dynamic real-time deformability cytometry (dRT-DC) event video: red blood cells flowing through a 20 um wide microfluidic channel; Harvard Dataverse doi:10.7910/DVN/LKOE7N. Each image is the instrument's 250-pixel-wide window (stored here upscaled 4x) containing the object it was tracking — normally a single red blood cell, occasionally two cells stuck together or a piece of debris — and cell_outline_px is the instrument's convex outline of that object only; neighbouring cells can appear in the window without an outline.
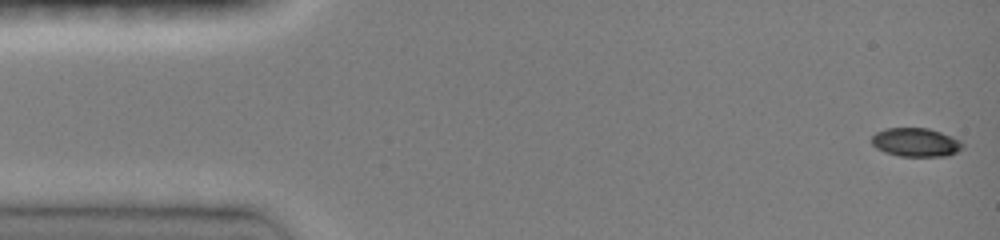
{"species": "common noctule bat (a hibernating species)", "species_latin": "Nyctalus noctula", "temperature_condition": "room temperature", "stored_images_in_passage": 46, "camera_frame_rate_fps": 3000, "um_per_image_px": 0.085, "animal": {"sex": "female", "body_mass_g": 19.0, "forearm_length_mm": 51.5}, "frame": {"image": 1, "passage_image": 1, "time_ms": 0.0, "image_size_px": [1000, 240], "cell_outline_px": [[964, 148], [948, 156], [900, 156], [884, 152], [876, 148], [872, 144], [872, 136], [876, 132], [884, 128], [928, 128], [952, 136], [960, 140], [964, 144]], "centroid_in_image_um": [77.85, 12.1], "position_along_channel_um": 7.1, "area_um2": 15.32}}
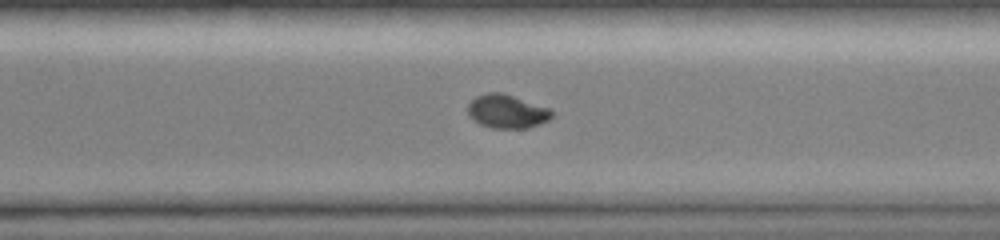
{"frame": {"image": 2, "passage_image": 33, "time_ms": 10.667, "image_size_px": [1000, 240], "cell_outline_px": [[552, 116], [548, 120], [540, 124], [528, 128], [492, 128], [480, 124], [472, 120], [468, 116], [468, 104], [476, 96], [488, 92], [500, 92], [548, 108], [552, 112]], "centroid_in_image_um": [43.04, 9.48], "position_along_channel_um": 327.6, "area_um2": 16.3}}
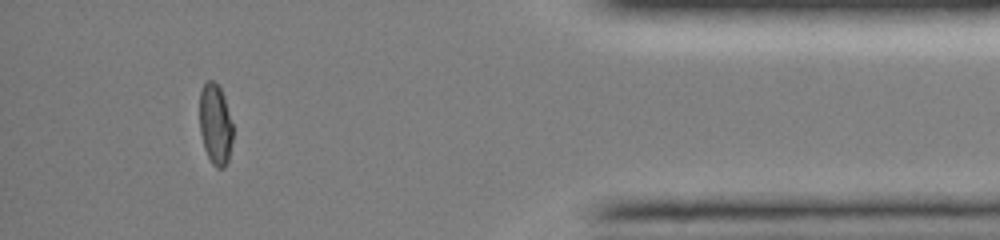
{"frame": {"image": 3, "passage_image": 42, "time_ms": 13.667, "image_size_px": [1000, 240], "cell_outline_px": [[232, 140], [228, 160], [224, 168], [216, 168], [212, 164], [204, 148], [200, 132], [200, 92], [204, 84], [208, 80], [212, 80], [220, 88], [224, 96], [232, 124]], "centroid_in_image_um": [18.3, 10.58], "position_along_channel_um": 416.9, "area_um2": 15.55}, "authors_computed_cell_mechanics": {"area_um2": 16.5886, "velocity_mm_per_s": 4.1446, "shape_relaxation_time_tau1_ms": 6.1134, "shape_relaxation_time_tau2_ms": 2.8425, "deformation_change_tau1": 0.2157, "deformation_change_tau2": 0.0314}}